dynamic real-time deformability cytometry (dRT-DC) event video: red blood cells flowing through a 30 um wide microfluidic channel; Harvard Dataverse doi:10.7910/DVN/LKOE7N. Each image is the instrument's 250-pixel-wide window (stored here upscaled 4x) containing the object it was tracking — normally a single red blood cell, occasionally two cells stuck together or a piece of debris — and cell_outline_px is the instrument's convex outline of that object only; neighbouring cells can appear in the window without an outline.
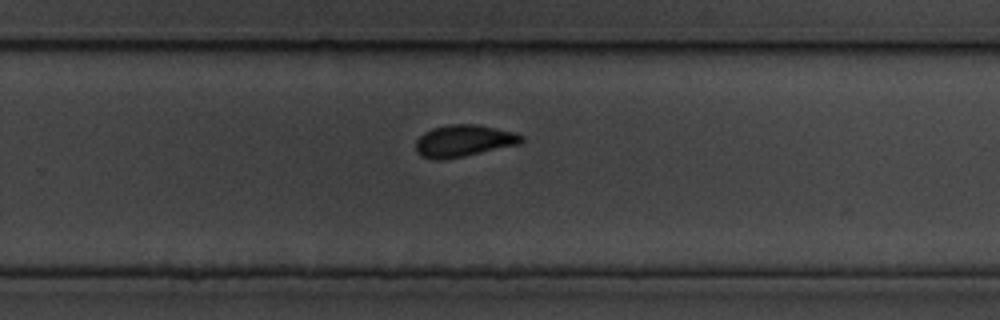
{"species": "common noctule bat (a hibernating species)", "species_latin": "Nyctalus noctula", "temperature_condition": "cold", "stored_images_in_passage": 12, "camera_frame_rate_fps": 3000, "um_per_image_px": 0.085, "animal": {"sex": "male", "body_mass_g": 19.5, "forearm_length_mm": 54.6}, "frame": {"image": 1, "passage_image": 12, "time_ms": 13.667, "image_size_px": [1000, 320], "cell_outline_px": [[524, 140], [520, 144], [464, 156], [444, 160], [436, 160], [420, 156], [416, 152], [416, 140], [424, 132], [432, 128], [448, 124], [476, 124], [496, 128], [512, 132], [524, 136]], "centroid_in_image_um": [39.39, 11.97], "position_along_channel_um": 290.4, "area_um2": 19.71}}